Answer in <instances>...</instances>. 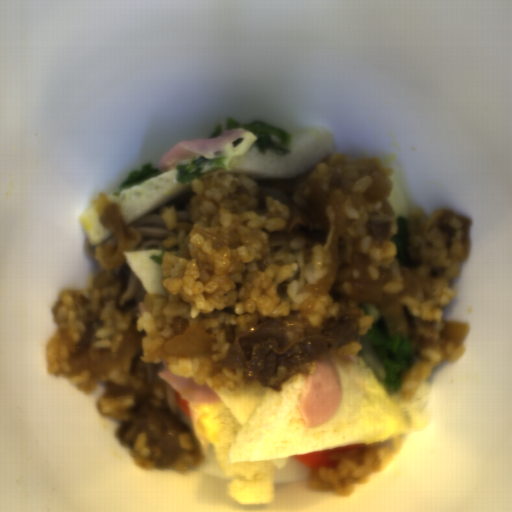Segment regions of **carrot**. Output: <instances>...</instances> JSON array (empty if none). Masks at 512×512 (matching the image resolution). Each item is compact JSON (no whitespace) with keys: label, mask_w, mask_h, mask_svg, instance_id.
Wrapping results in <instances>:
<instances>
[{"label":"carrot","mask_w":512,"mask_h":512,"mask_svg":"<svg viewBox=\"0 0 512 512\" xmlns=\"http://www.w3.org/2000/svg\"><path fill=\"white\" fill-rule=\"evenodd\" d=\"M173 392H174V396H175L177 404L182 409V411L191 419L190 409H189L190 402L188 400H186L181 394H179L175 388H174Z\"/></svg>","instance_id":"2"},{"label":"carrot","mask_w":512,"mask_h":512,"mask_svg":"<svg viewBox=\"0 0 512 512\" xmlns=\"http://www.w3.org/2000/svg\"><path fill=\"white\" fill-rule=\"evenodd\" d=\"M366 444H352L326 448L307 455L293 456L299 460L312 474L321 468H337L343 457L354 455Z\"/></svg>","instance_id":"1"}]
</instances>
